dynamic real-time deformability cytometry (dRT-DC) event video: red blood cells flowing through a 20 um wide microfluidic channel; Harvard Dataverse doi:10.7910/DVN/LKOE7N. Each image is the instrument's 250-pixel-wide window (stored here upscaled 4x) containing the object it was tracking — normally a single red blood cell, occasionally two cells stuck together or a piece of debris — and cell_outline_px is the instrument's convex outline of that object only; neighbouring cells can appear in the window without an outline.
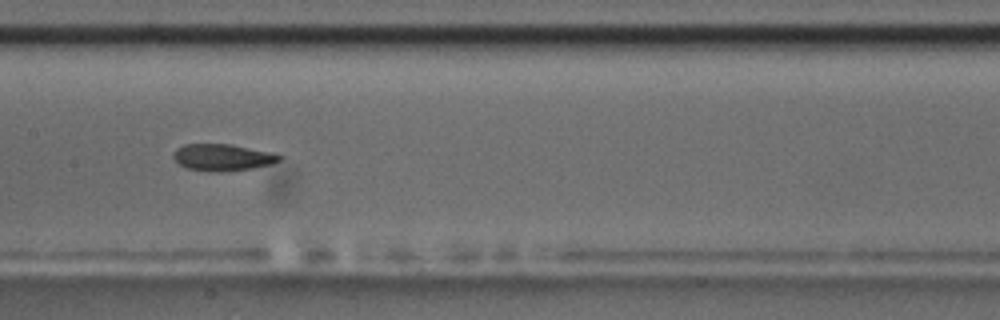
{"species": "common noctule bat (a hibernating species)", "species_latin": "Nyctalus noctula", "temperature_condition": "room temperature", "stored_images_in_passage": 16, "camera_frame_rate_fps": 3000, "um_per_image_px": 0.085, "animal": {"sex": "male", "body_mass_g": 17.5, "forearm_length_mm": 52.3}, "frame": {"image": 1, "passage_image": 7, "time_ms": 7.667, "image_size_px": [1000, 320], "cell_outline_px": [[284, 156], [280, 160], [272, 164], [252, 168], [220, 172], [212, 172], [188, 168], [180, 164], [172, 156], [176, 148], [184, 144], [232, 144], [272, 152]], "centroid_in_image_um": [18.95, 13.37], "position_along_channel_um": 188.5, "area_um2": 16.59}, "authors_computed_cell_mechanics": {"area_um2": 17.051, "velocity_mm_per_s": 3.547, "shape_relaxation_time_tau1_ms": 3.4378, "shape_relaxation_time_tau2_ms": 3.5418, "deformation_change_tau1": 0.1, "deformation_change_tau2": 0.0738}}